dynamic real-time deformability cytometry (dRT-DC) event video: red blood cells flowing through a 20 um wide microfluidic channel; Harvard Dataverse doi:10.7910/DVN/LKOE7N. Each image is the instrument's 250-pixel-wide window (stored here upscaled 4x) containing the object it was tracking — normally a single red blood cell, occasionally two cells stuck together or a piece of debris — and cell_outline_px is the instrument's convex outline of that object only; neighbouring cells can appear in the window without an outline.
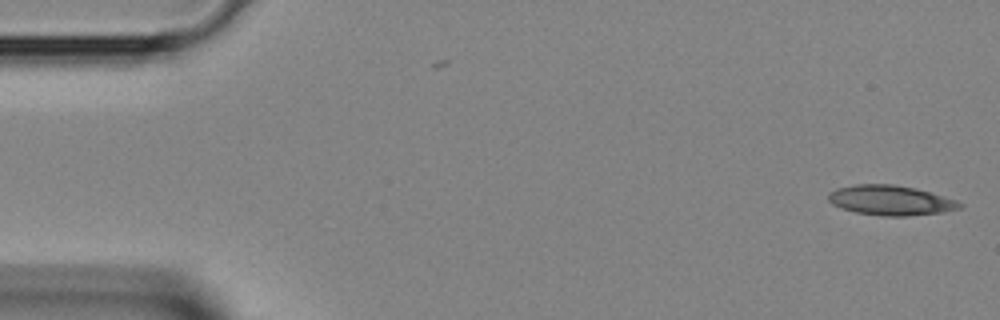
{"species": "Egyptian fruit bat (a non-hibernating species)", "species_latin": "Rousettus aegyptiacus", "temperature_condition": "room temperature", "stored_images_in_passage": 3, "camera_frame_rate_fps": 3000, "um_per_image_px": 0.085, "animal": {"sex": "female"}, "frame": {"image": 1, "passage_image": 1, "time_ms": 0.0, "image_size_px": [1000, 320], "cell_outline_px": [[964, 204], [960, 208], [944, 212], [908, 216], [884, 216], [856, 212], [832, 204], [828, 200], [828, 192], [836, 188], [856, 184], [892, 184], [912, 188], [928, 192], [956, 200]], "centroid_in_image_um": [75.68, 17.03], "position_along_channel_um": 9.3, "area_um2": 22.66}}
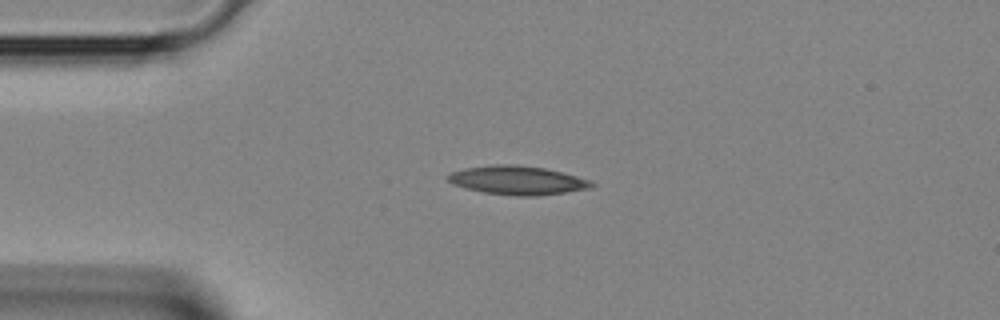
{"frame": {"image": 2, "passage_image": 3, "time_ms": 0.667, "image_size_px": [1000, 320], "cell_outline_px": [[596, 184], [592, 188], [536, 196], [520, 196], [484, 192], [452, 184], [448, 180], [448, 176], [452, 172], [464, 168], [496, 164], [516, 164], [544, 168], [592, 180]], "centroid_in_image_um": [44.02, 15.32], "position_along_channel_um": 41.0, "area_um2": 23.87}}